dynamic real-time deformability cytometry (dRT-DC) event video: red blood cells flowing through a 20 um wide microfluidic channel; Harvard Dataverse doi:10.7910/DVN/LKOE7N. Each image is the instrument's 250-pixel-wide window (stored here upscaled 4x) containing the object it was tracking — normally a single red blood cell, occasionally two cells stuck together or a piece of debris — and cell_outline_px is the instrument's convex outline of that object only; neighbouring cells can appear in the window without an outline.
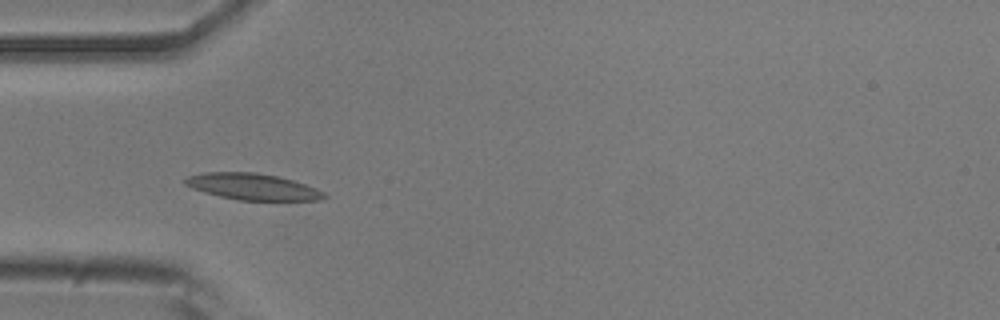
{"species": "common noctule bat (a hibernating species)", "species_latin": "Nyctalus noctula", "temperature_condition": "room temperature", "stored_images_in_passage": 39, "camera_frame_rate_fps": 3000, "um_per_image_px": 0.085, "animal": {"sex": "male", "body_mass_g": 20.5, "forearm_length_mm": 52.5}, "frame": {"image": 1, "passage_image": 3, "time_ms": 0.667, "image_size_px": [1000, 320], "cell_outline_px": [[328, 196], [320, 200], [236, 200], [204, 192], [192, 188], [184, 184], [184, 180], [188, 176], [204, 172], [256, 172], [276, 176], [292, 180], [316, 188], [324, 192]], "centroid_in_image_um": [21.46, 15.87], "position_along_channel_um": 63.5, "area_um2": 21.27}}
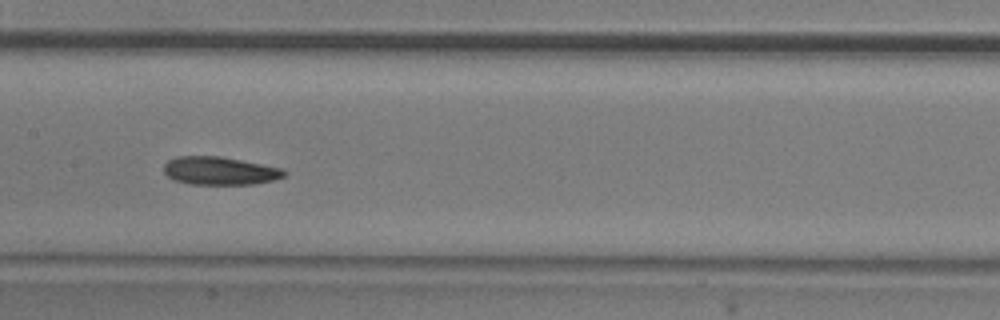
{"frame": {"image": 2, "passage_image": 13, "time_ms": 4.0, "image_size_px": [1000, 320], "cell_outline_px": [[288, 172], [284, 176], [272, 180], [252, 184], [188, 184], [172, 180], [164, 172], [164, 164], [168, 160], [176, 156], [220, 156], [284, 168]], "centroid_in_image_um": [18.67, 14.51], "position_along_channel_um": 188.7, "area_um2": 19.83}}
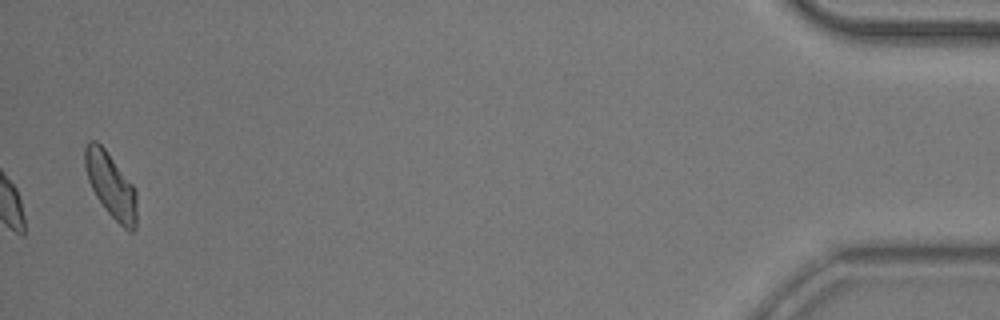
{"frame": {"image": 3, "passage_image": 39, "time_ms": 12.667, "image_size_px": [1000, 320], "cell_outline_px": [[136, 228], [132, 232], [128, 232], [104, 208], [96, 196], [88, 180], [84, 164], [84, 148], [92, 140], [96, 140], [104, 148], [132, 184], [136, 192]], "centroid_in_image_um": [9.42, 15.77], "position_along_channel_um": 425.8, "area_um2": 19.31}, "authors_computed_cell_mechanics": {"area_um2": 19.652, "velocity_mm_per_s": 3.7574, "shape_relaxation_time_tau1_ms": 3.9535, "shape_relaxation_time_tau2_ms": 5.2112, "deformation_change_tau1": 0.1241, "deformation_change_tau2": 0.137}}